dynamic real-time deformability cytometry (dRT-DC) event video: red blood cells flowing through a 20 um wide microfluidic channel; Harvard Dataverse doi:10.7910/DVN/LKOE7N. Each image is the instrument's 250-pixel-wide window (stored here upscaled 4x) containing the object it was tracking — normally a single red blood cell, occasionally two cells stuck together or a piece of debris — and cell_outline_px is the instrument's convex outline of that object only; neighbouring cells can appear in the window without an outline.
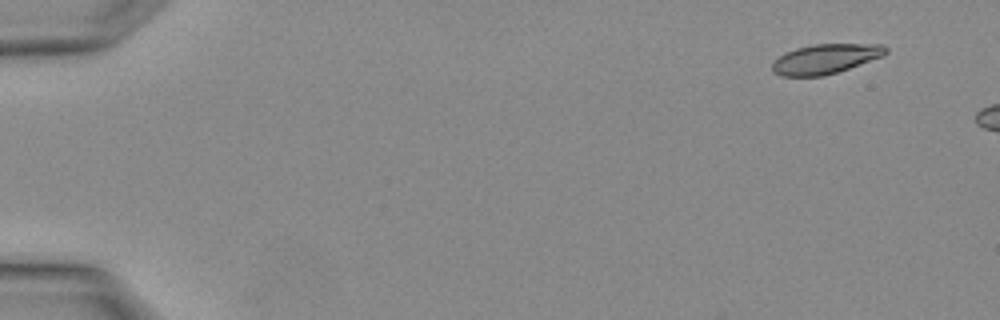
{"species": "Egyptian fruit bat (a non-hibernating species)", "species_latin": "Rousettus aegyptiacus", "temperature_condition": "warm", "stored_images_in_passage": 2, "camera_frame_rate_fps": 3000, "um_per_image_px": 0.085, "animal": {"sex": "female"}, "frame": {"image": 1, "passage_image": 2, "time_ms": 0.333, "image_size_px": [1000, 320], "cell_outline_px": [[888, 52], [884, 56], [824, 76], [780, 76], [772, 72], [772, 60], [796, 48], [812, 44], [884, 44], [888, 48]], "centroid_in_image_um": [70.16, 5.0], "position_along_channel_um": 14.8, "area_um2": 19.71}}